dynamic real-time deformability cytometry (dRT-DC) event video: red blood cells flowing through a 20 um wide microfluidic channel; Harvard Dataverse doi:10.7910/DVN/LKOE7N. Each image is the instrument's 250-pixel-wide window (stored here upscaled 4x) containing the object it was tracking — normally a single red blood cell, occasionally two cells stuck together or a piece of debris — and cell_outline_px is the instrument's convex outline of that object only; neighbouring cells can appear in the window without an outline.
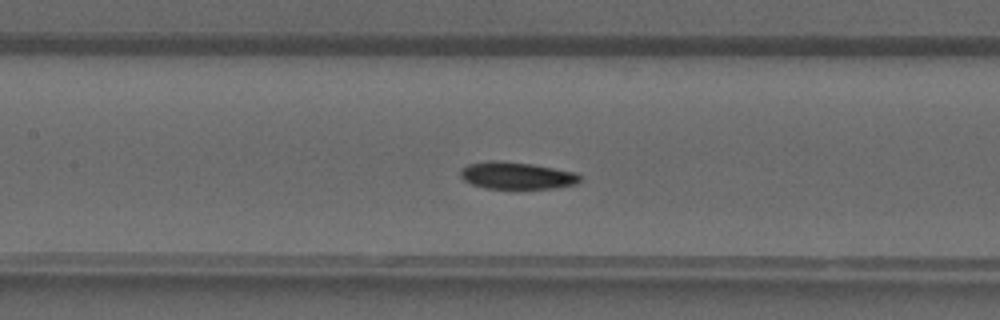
{"species": "common noctule bat (a hibernating species)", "species_latin": "Nyctalus noctula", "temperature_condition": "warm", "stored_images_in_passage": 37, "camera_frame_rate_fps": 3000, "um_per_image_px": 0.085, "animal": {"sex": "male", "forearm_length_mm": 52.5}, "frame": {"image": 1, "passage_image": 16, "time_ms": 5.0, "image_size_px": [1000, 320], "cell_outline_px": [[580, 180], [576, 184], [552, 188], [484, 188], [472, 184], [464, 180], [460, 176], [460, 168], [468, 164], [488, 160], [496, 160], [532, 164], [576, 172], [580, 176]], "centroid_in_image_um": [43.88, 14.91], "position_along_channel_um": 163.5, "area_um2": 18.84}}
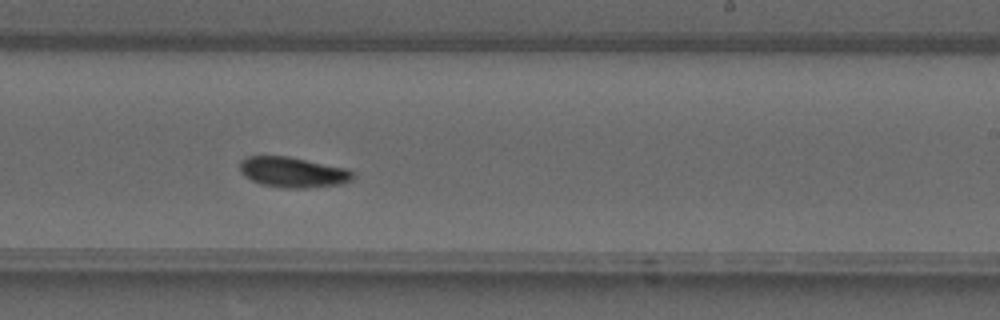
{"frame": {"image": 2, "passage_image": 22, "time_ms": 7.0, "image_size_px": [1000, 320], "cell_outline_px": [[352, 180], [340, 184], [304, 188], [288, 188], [260, 184], [244, 176], [240, 172], [240, 160], [248, 156], [288, 156], [348, 168], [352, 172]], "centroid_in_image_um": [24.87, 14.63], "position_along_channel_um": 264.1, "area_um2": 20.0}}
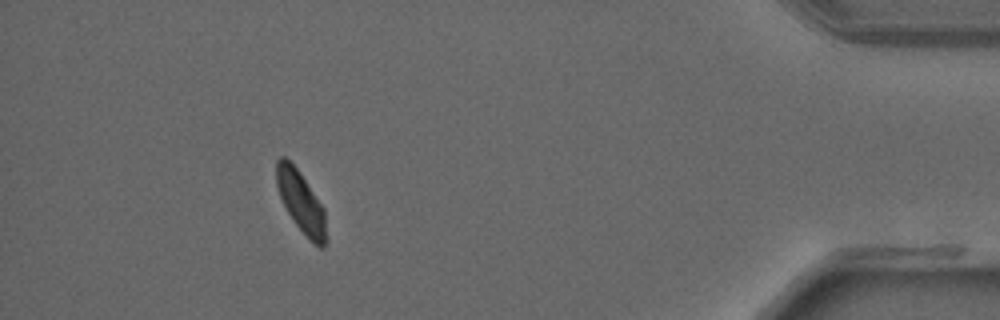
{"frame": {"image": 3, "passage_image": 34, "time_ms": 11.0, "image_size_px": [1000, 320], "cell_outline_px": [[328, 240], [324, 248], [320, 248], [296, 224], [288, 212], [280, 196], [276, 184], [276, 160], [280, 156], [284, 156], [300, 172], [324, 208]], "centroid_in_image_um": [25.61, 17.16], "position_along_channel_um": 409.6, "area_um2": 17.57}}